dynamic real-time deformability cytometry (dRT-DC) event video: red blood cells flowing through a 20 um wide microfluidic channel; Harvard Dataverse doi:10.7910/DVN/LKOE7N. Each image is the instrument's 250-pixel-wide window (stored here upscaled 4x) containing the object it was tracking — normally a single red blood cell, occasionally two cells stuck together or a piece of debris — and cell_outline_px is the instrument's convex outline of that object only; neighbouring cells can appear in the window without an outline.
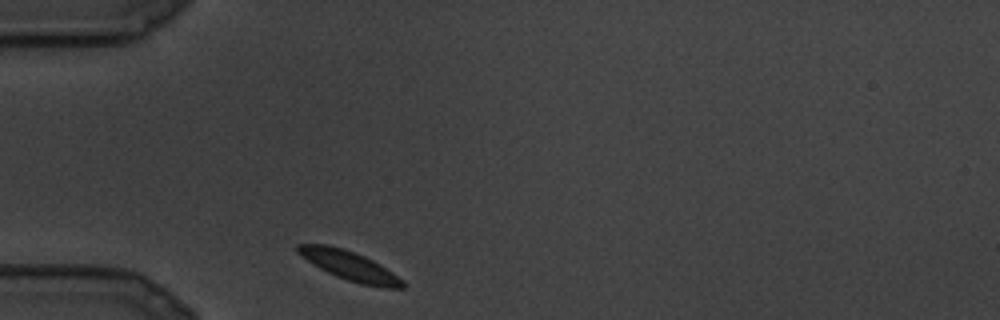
{"species": "common noctule bat (a hibernating species)", "species_latin": "Nyctalus noctula", "temperature_condition": "cold", "stored_images_in_passage": 14, "camera_frame_rate_fps": 3000, "um_per_image_px": 0.085, "animal": {"sex": "male", "body_mass_g": 19.5, "forearm_length_mm": 54.6}, "frame": {"image": 1, "passage_image": 1, "time_ms": 0.0, "image_size_px": [1000, 320], "cell_outline_px": [[404, 288], [384, 288], [360, 284], [336, 276], [312, 264], [296, 252], [296, 244], [328, 244], [344, 248], [356, 252], [380, 264], [404, 280]], "centroid_in_image_um": [29.71, 22.57], "position_along_channel_um": 55.3, "area_um2": 17.98}}
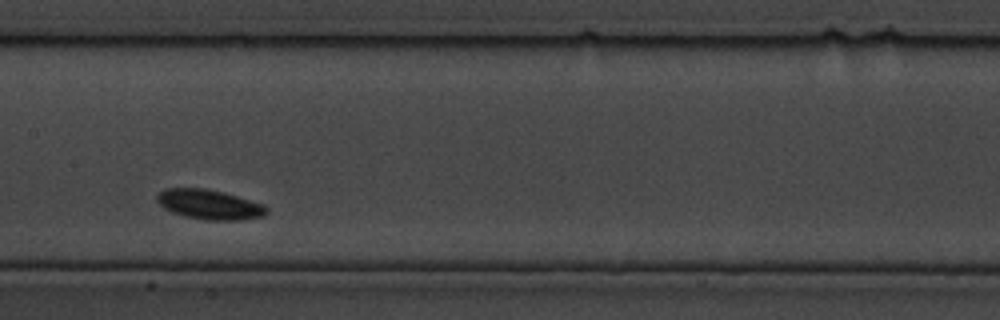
{"frame": {"image": 2, "passage_image": 7, "time_ms": 2.0, "image_size_px": [1000, 320], "cell_outline_px": [[268, 212], [264, 216], [244, 220], [204, 220], [184, 216], [172, 212], [164, 208], [156, 200], [156, 196], [164, 188], [204, 188], [224, 192], [264, 204], [268, 208]], "centroid_in_image_um": [17.82, 17.38], "position_along_channel_um": 189.6, "area_um2": 19.19}}
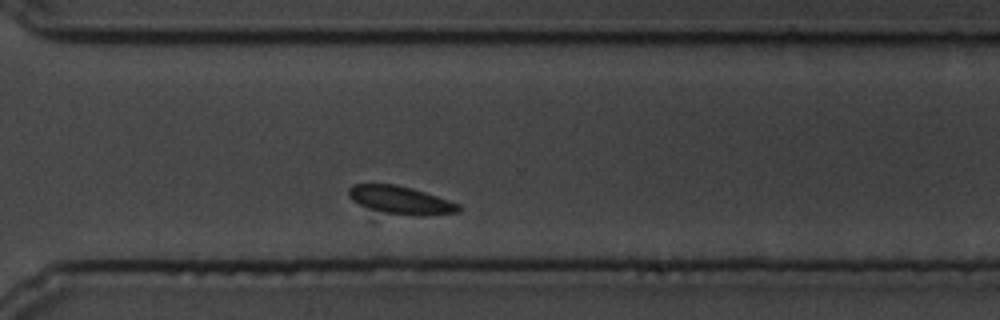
{"frame": {"image": 3, "passage_image": 14, "time_ms": 4.333, "image_size_px": [1000, 320], "cell_outline_px": [[460, 212], [424, 216], [384, 212], [368, 208], [352, 200], [348, 196], [348, 188], [352, 184], [396, 184], [412, 188], [460, 204]], "centroid_in_image_um": [34.05, 17.0], "position_along_channel_um": 336.6, "area_um2": 17.74}}